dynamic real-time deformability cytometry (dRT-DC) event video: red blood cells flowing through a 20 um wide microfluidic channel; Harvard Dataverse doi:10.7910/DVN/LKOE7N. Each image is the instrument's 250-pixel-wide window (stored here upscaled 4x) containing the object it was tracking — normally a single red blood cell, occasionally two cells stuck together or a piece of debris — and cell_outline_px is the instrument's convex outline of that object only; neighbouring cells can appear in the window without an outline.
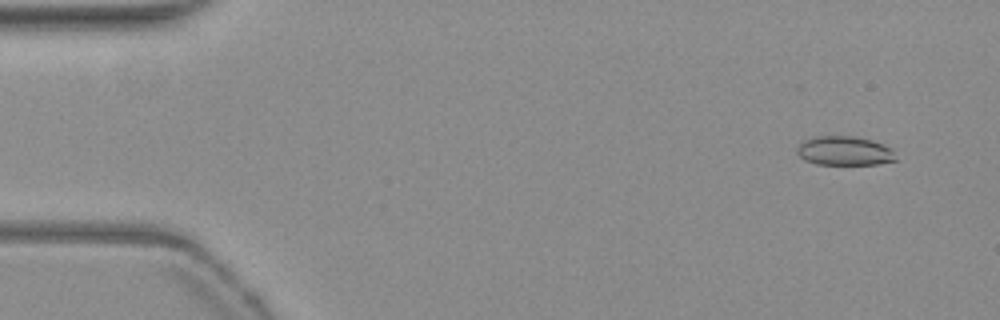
{"species": "common noctule bat (a hibernating species)", "species_latin": "Nyctalus noctula", "temperature_condition": "warm", "stored_images_in_passage": 54, "camera_frame_rate_fps": 3000, "um_per_image_px": 0.085, "animal": {"sex": "female", "body_mass_g": 19.3, "forearm_length_mm": 54.1}, "frame": {"image": 1, "passage_image": 4, "time_ms": 1.0, "image_size_px": [1000, 320], "cell_outline_px": [[896, 160], [876, 164], [816, 164], [804, 160], [796, 152], [796, 148], [800, 144], [816, 136], [852, 136], [868, 140], [880, 144], [888, 148], [892, 152]], "centroid_in_image_um": [71.71, 12.84], "position_along_channel_um": 13.3, "area_um2": 16.24}}
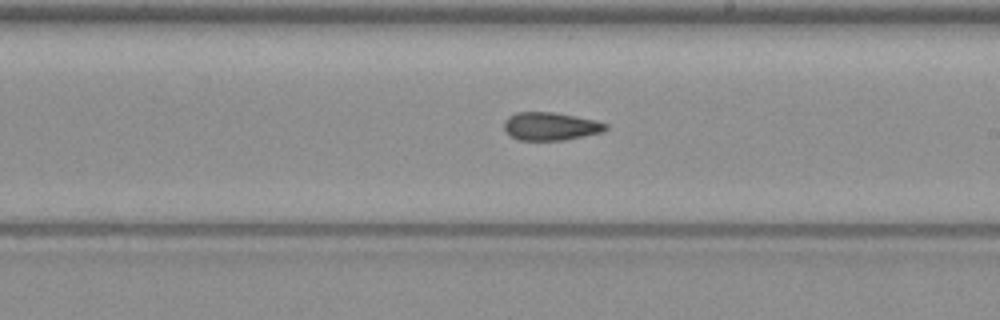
{"frame": {"image": 2, "passage_image": 31, "time_ms": 10.0, "image_size_px": [1000, 320], "cell_outline_px": [[608, 128], [600, 132], [564, 140], [520, 140], [512, 136], [504, 128], [504, 120], [508, 116], [516, 112], [552, 112], [596, 120], [608, 124]], "centroid_in_image_um": [46.78, 10.72], "position_along_channel_um": 242.2, "area_um2": 16.42}}
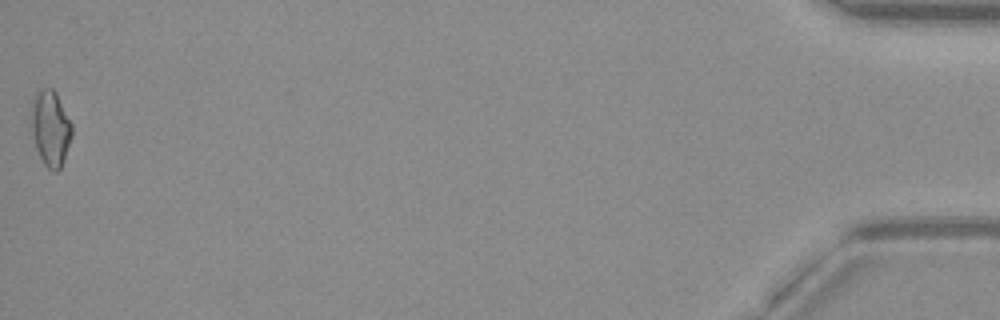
{"frame": {"image": 3, "passage_image": 54, "time_ms": 17.667, "image_size_px": [1000, 320], "cell_outline_px": [[72, 136], [64, 160], [60, 168], [56, 172], [52, 172], [44, 164], [36, 148], [32, 132], [32, 108], [36, 92], [40, 88], [52, 88], [56, 92], [72, 124]], "centroid_in_image_um": [4.32, 10.91], "position_along_channel_um": 430.9, "area_um2": 17.74}, "authors_computed_cell_mechanics": {"area_um2": 16.7042, "velocity_mm_per_s": 3.8407, "shape_relaxation_time_tau1_ms": null, "shape_relaxation_time_tau2_ms": 3.171, "deformation_change_tau1": null, "deformation_change_tau2": 0.111}}